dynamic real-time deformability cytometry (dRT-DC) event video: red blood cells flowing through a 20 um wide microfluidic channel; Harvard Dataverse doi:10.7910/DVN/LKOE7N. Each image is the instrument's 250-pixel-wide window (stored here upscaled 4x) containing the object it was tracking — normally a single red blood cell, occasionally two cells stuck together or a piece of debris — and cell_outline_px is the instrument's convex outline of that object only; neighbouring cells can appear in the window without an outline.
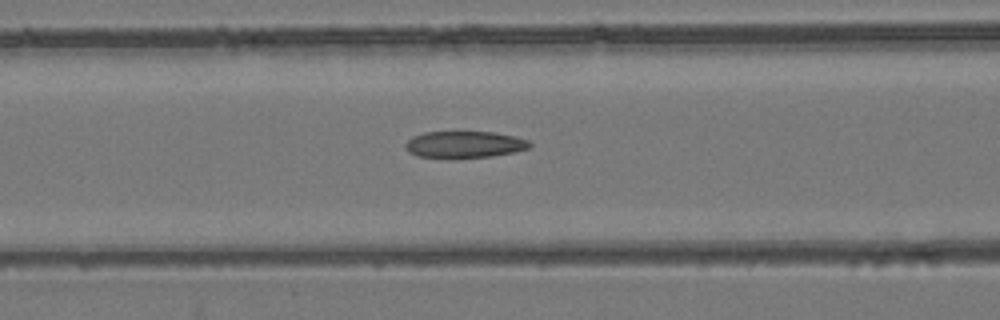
{"species": "common noctule bat (a hibernating species)", "species_latin": "Nyctalus noctula", "temperature_condition": "room temperature", "stored_images_in_passage": 53, "camera_frame_rate_fps": 3000, "um_per_image_px": 0.085, "animal": {"sex": "female", "body_mass_g": 24.6, "forearm_length_mm": 56.2}, "frame": {"image": 1, "passage_image": 22, "time_ms": 7.0, "image_size_px": [1000, 320], "cell_outline_px": [[532, 144], [528, 148], [516, 152], [492, 156], [416, 156], [408, 152], [404, 148], [404, 144], [412, 136], [424, 132], [496, 132], [516, 136], [528, 140]], "centroid_in_image_um": [39.49, 12.25], "position_along_channel_um": 127.1, "area_um2": 19.02}}
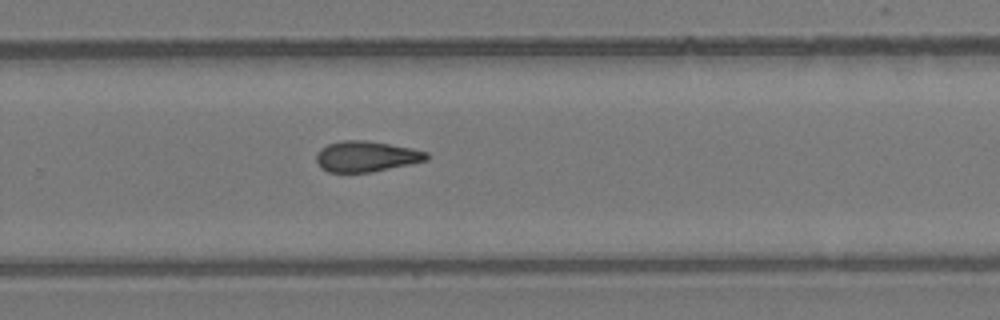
{"frame": {"image": 2, "passage_image": 35, "time_ms": 11.333, "image_size_px": [1000, 320], "cell_outline_px": [[428, 160], [372, 172], [328, 172], [320, 168], [316, 160], [316, 152], [320, 148], [328, 144], [340, 140], [368, 140], [412, 148], [428, 152]], "centroid_in_image_um": [31.1, 13.29], "position_along_channel_um": 298.7, "area_um2": 19.88}}
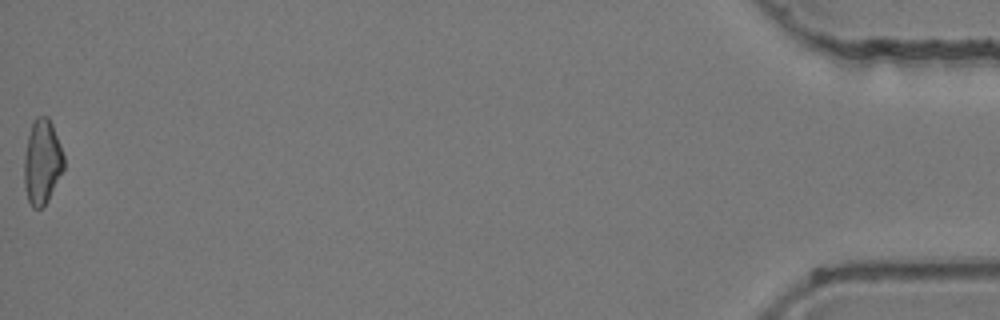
{"frame": {"image": 3, "passage_image": 53, "time_ms": 17.333, "image_size_px": [1000, 320], "cell_outline_px": [[64, 168], [48, 200], [40, 208], [32, 208], [28, 200], [24, 188], [24, 156], [28, 136], [32, 120], [36, 116], [48, 116], [52, 124], [60, 144], [64, 156]], "centroid_in_image_um": [3.57, 13.74], "position_along_channel_um": 431.6, "area_um2": 19.65}}